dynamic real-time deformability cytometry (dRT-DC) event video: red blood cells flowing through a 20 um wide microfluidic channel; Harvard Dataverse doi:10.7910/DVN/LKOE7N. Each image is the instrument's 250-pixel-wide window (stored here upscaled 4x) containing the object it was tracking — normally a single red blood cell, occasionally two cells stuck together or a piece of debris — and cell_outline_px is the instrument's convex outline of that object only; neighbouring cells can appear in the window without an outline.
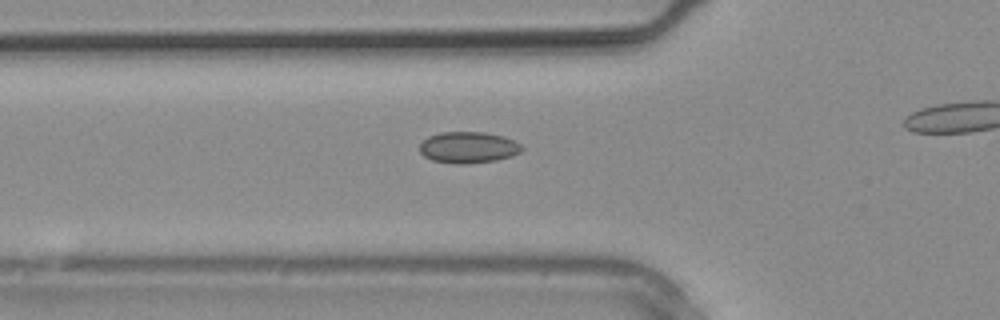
{"species": "common noctule bat (a hibernating species)", "species_latin": "Nyctalus noctula", "temperature_condition": "warm", "stored_images_in_passage": 8, "camera_frame_rate_fps": 3000, "um_per_image_px": 0.085, "animal": {"sex": "male", "body_mass_g": 20.4}, "frame": {"image": 1, "passage_image": 3, "time_ms": 0.667, "image_size_px": [1000, 320], "cell_outline_px": [[524, 148], [520, 152], [512, 156], [496, 160], [464, 164], [456, 164], [432, 160], [424, 156], [420, 152], [420, 144], [428, 136], [440, 132], [484, 132], [504, 136], [520, 144]], "centroid_in_image_um": [39.8, 12.53], "position_along_channel_um": 86.0, "area_um2": 18.67}}